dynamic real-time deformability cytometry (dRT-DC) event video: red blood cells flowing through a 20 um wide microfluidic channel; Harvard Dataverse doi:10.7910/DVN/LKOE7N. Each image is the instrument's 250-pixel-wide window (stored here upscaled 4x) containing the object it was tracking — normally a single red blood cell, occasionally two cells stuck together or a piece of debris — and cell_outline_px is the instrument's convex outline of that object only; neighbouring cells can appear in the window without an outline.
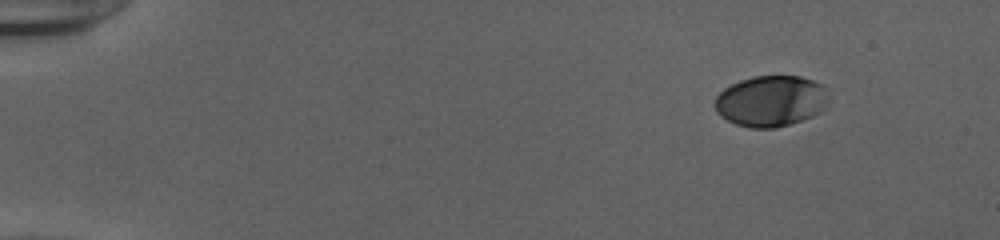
{"species": "human", "species_latin": "Homo sapiens", "temperature_condition": "cold", "stored_images_in_passage": 48, "camera_frame_rate_fps": 3000, "um_per_image_px": 0.085, "donor": {"sex": "female"}, "frame": {"image": 1, "passage_image": 1, "time_ms": 0.0, "image_size_px": [1000, 240], "cell_outline_px": [[828, 100], [824, 108], [820, 112], [812, 116], [776, 128], [748, 128], [736, 124], [720, 116], [716, 112], [716, 96], [724, 88], [740, 80], [756, 76], [800, 76], [824, 84]], "centroid_in_image_um": [65.53, 8.59], "position_along_channel_um": 19.5, "area_um2": 33.76}}
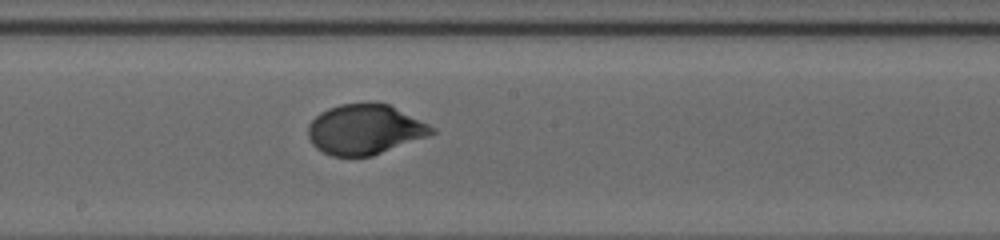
{"frame": {"image": 2, "passage_image": 26, "time_ms": 8.333, "image_size_px": [1000, 240], "cell_outline_px": [[436, 132], [428, 136], [372, 156], [332, 156], [316, 148], [312, 144], [308, 136], [308, 124], [320, 112], [328, 108], [340, 104], [388, 104], [436, 128]], "centroid_in_image_um": [30.99, 11.02], "position_along_channel_um": 217.2, "area_um2": 35.66}}
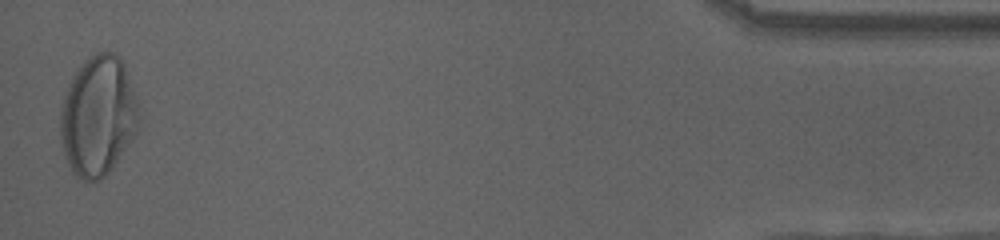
{"frame": {"image": 3, "passage_image": 48, "time_ms": 15.667, "image_size_px": [1000, 240], "cell_outline_px": [[140, 120], [136, 132], [132, 140], [112, 168], [100, 180], [84, 180], [76, 176], [72, 172], [68, 164], [60, 140], [60, 112], [64, 96], [72, 76], [84, 60], [96, 52], [112, 52], [120, 56], [124, 64], [136, 96]], "centroid_in_image_um": [8.33, 9.85], "position_along_channel_um": 426.9, "area_um2": 55.03}, "authors_computed_cell_mechanics": {"area_um2": 36.0672, "velocity_mm_per_s": 3.8856, "shape_relaxation_time_tau1_ms": 3.3863, "shape_relaxation_time_tau2_ms": null, "deformation_change_tau1": 0.172, "deformation_change_tau2": null}}